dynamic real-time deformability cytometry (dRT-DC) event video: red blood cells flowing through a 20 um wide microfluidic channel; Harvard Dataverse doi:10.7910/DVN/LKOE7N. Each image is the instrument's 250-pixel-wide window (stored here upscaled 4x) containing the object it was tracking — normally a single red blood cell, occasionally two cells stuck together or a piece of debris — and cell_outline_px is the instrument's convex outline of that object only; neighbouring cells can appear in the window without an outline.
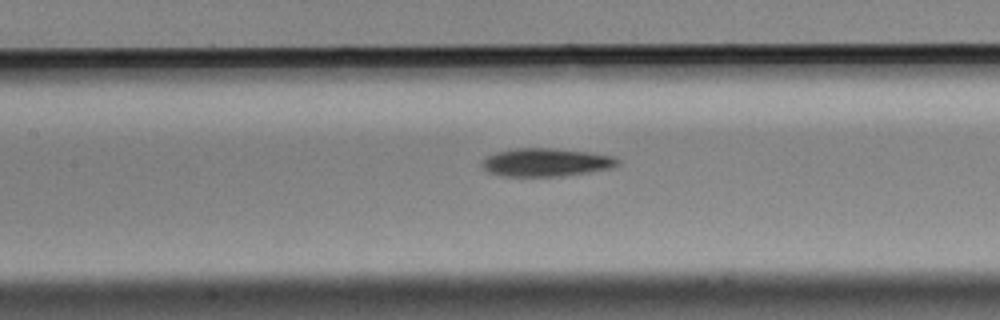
{"species": "Egyptian fruit bat (a non-hibernating species)", "species_latin": "Rousettus aegyptiacus", "temperature_condition": "cold", "stored_images_in_passage": 6, "segment_of_instrument_passage": [2, 2], "camera_frame_rate_fps": 3000, "um_per_image_px": 0.085, "animal": {"sex": "male"}, "frame": {"image": 1, "passage_image": 6, "time_ms": 1.667, "image_size_px": [1000, 320], "cell_outline_px": [[620, 164], [612, 168], [588, 172], [560, 176], [504, 176], [488, 172], [480, 164], [480, 160], [496, 152], [516, 148], [552, 148], [588, 152], [616, 156], [620, 160]], "centroid_in_image_um": [46.43, 13.79], "position_along_channel_um": 161.0, "area_um2": 22.37}}